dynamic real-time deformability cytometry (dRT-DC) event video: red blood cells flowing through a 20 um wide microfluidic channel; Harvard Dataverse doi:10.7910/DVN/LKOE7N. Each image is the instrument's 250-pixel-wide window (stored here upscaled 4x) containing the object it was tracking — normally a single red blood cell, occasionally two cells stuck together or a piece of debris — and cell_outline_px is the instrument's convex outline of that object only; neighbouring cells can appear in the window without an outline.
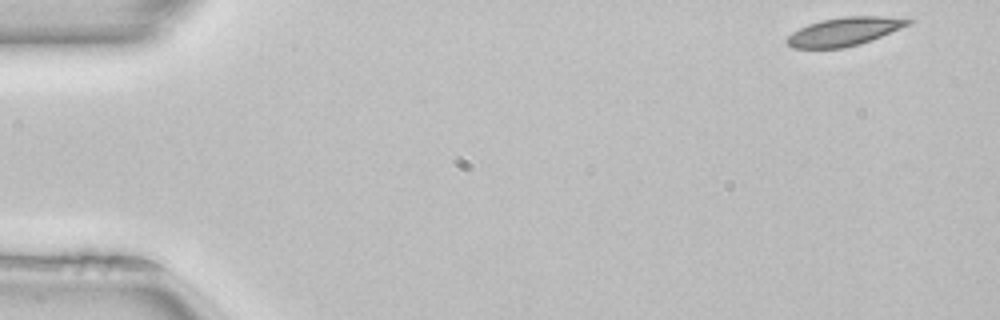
{"species": "common noctule bat (a hibernating species)", "species_latin": "Nyctalus noctula", "temperature_condition": "room temperature", "stored_images_in_passage": 49, "camera_frame_rate_fps": 3000, "um_per_image_px": 0.085, "animal": {"sex": "female", "body_mass_g": 22.7, "forearm_length_mm": 54.2}, "frame": {"image": 1, "passage_image": 1, "time_ms": 0.0, "image_size_px": [1000, 320], "cell_outline_px": [[912, 20], [908, 24], [900, 28], [872, 40], [860, 44], [844, 48], [792, 48], [784, 40], [792, 32], [808, 24], [824, 20], [844, 16], [884, 16]], "centroid_in_image_um": [71.71, 2.69], "position_along_channel_um": 13.3, "area_um2": 19.83}}
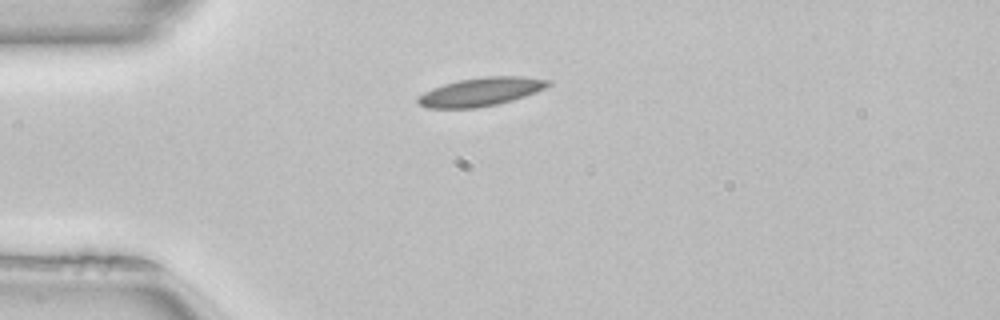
{"frame": {"image": 2, "passage_image": 11, "time_ms": 3.333, "image_size_px": [1000, 320], "cell_outline_px": [[552, 84], [536, 92], [512, 100], [496, 104], [476, 108], [424, 108], [416, 100], [416, 96], [432, 88], [444, 84], [460, 80], [484, 76], [524, 76], [552, 80]], "centroid_in_image_um": [40.87, 7.8], "position_along_channel_um": 44.1, "area_um2": 21.68}}
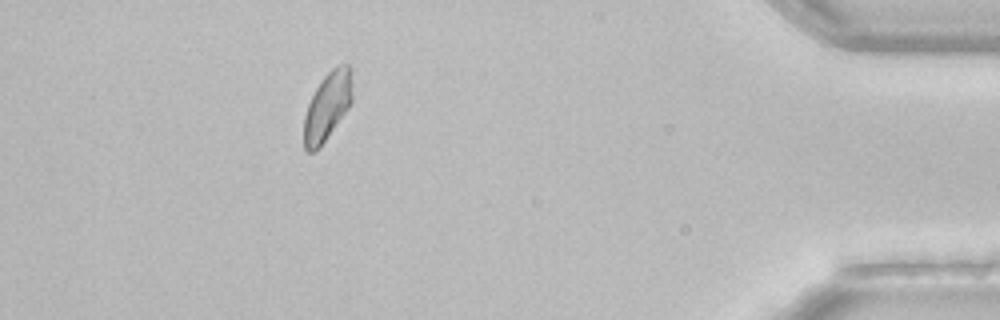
{"frame": {"image": 3, "passage_image": 44, "time_ms": 14.333, "image_size_px": [1000, 320], "cell_outline_px": [[352, 100], [348, 108], [320, 148], [312, 152], [308, 152], [304, 148], [304, 116], [308, 104], [320, 80], [332, 68], [340, 64], [348, 64], [352, 68]], "centroid_in_image_um": [27.84, 9.01], "position_along_channel_um": 407.4, "area_um2": 19.31}, "authors_computed_cell_mechanics": {"area_um2": 19.8832, "velocity_mm_per_s": 3.9933, "shape_relaxation_time_tau1_ms": 5.2818, "shape_relaxation_time_tau2_ms": null, "deformation_change_tau1": 0.1207, "deformation_change_tau2": null}}